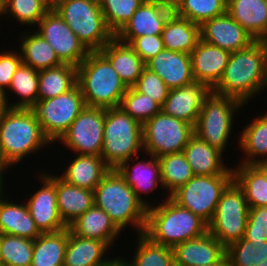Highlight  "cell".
I'll use <instances>...</instances> for the list:
<instances>
[{
	"mask_svg": "<svg viewBox=\"0 0 267 266\" xmlns=\"http://www.w3.org/2000/svg\"><path fill=\"white\" fill-rule=\"evenodd\" d=\"M145 66L156 73L169 89L180 88L194 81L191 57L188 53L164 49Z\"/></svg>",
	"mask_w": 267,
	"mask_h": 266,
	"instance_id": "7402d4cb",
	"label": "cell"
},
{
	"mask_svg": "<svg viewBox=\"0 0 267 266\" xmlns=\"http://www.w3.org/2000/svg\"><path fill=\"white\" fill-rule=\"evenodd\" d=\"M194 175H233V167L224 163V155L195 134L182 151ZM224 161V162H223Z\"/></svg>",
	"mask_w": 267,
	"mask_h": 266,
	"instance_id": "603a6c76",
	"label": "cell"
},
{
	"mask_svg": "<svg viewBox=\"0 0 267 266\" xmlns=\"http://www.w3.org/2000/svg\"><path fill=\"white\" fill-rule=\"evenodd\" d=\"M255 166L264 174L267 180V160L259 162Z\"/></svg>",
	"mask_w": 267,
	"mask_h": 266,
	"instance_id": "11a10c76",
	"label": "cell"
},
{
	"mask_svg": "<svg viewBox=\"0 0 267 266\" xmlns=\"http://www.w3.org/2000/svg\"><path fill=\"white\" fill-rule=\"evenodd\" d=\"M212 92L206 83L194 80L183 87L170 89L161 111L195 126L201 107Z\"/></svg>",
	"mask_w": 267,
	"mask_h": 266,
	"instance_id": "ac0fdd59",
	"label": "cell"
},
{
	"mask_svg": "<svg viewBox=\"0 0 267 266\" xmlns=\"http://www.w3.org/2000/svg\"><path fill=\"white\" fill-rule=\"evenodd\" d=\"M35 27V31L52 46L63 64L77 67L87 57L89 51L53 8Z\"/></svg>",
	"mask_w": 267,
	"mask_h": 266,
	"instance_id": "5bb4252c",
	"label": "cell"
},
{
	"mask_svg": "<svg viewBox=\"0 0 267 266\" xmlns=\"http://www.w3.org/2000/svg\"><path fill=\"white\" fill-rule=\"evenodd\" d=\"M118 73L127 88L134 87L146 67L141 57L115 37L99 51Z\"/></svg>",
	"mask_w": 267,
	"mask_h": 266,
	"instance_id": "4316f807",
	"label": "cell"
},
{
	"mask_svg": "<svg viewBox=\"0 0 267 266\" xmlns=\"http://www.w3.org/2000/svg\"><path fill=\"white\" fill-rule=\"evenodd\" d=\"M18 37L20 38L17 39L19 40L17 49L21 54L23 64L38 71L63 64L52 46L34 29L30 31L26 29Z\"/></svg>",
	"mask_w": 267,
	"mask_h": 266,
	"instance_id": "4dcf8cb0",
	"label": "cell"
},
{
	"mask_svg": "<svg viewBox=\"0 0 267 266\" xmlns=\"http://www.w3.org/2000/svg\"><path fill=\"white\" fill-rule=\"evenodd\" d=\"M206 266H230V263H229L227 256L225 255L219 262L215 264L206 265Z\"/></svg>",
	"mask_w": 267,
	"mask_h": 266,
	"instance_id": "9f6ffc18",
	"label": "cell"
},
{
	"mask_svg": "<svg viewBox=\"0 0 267 266\" xmlns=\"http://www.w3.org/2000/svg\"><path fill=\"white\" fill-rule=\"evenodd\" d=\"M233 181V175H194L170 198L209 224L222 192Z\"/></svg>",
	"mask_w": 267,
	"mask_h": 266,
	"instance_id": "8fae6325",
	"label": "cell"
},
{
	"mask_svg": "<svg viewBox=\"0 0 267 266\" xmlns=\"http://www.w3.org/2000/svg\"><path fill=\"white\" fill-rule=\"evenodd\" d=\"M227 0H181L173 12L201 25L226 12Z\"/></svg>",
	"mask_w": 267,
	"mask_h": 266,
	"instance_id": "b9f144b4",
	"label": "cell"
},
{
	"mask_svg": "<svg viewBox=\"0 0 267 266\" xmlns=\"http://www.w3.org/2000/svg\"><path fill=\"white\" fill-rule=\"evenodd\" d=\"M104 122L105 108L86 106L58 141L73 154L100 156Z\"/></svg>",
	"mask_w": 267,
	"mask_h": 266,
	"instance_id": "4fadbf2b",
	"label": "cell"
},
{
	"mask_svg": "<svg viewBox=\"0 0 267 266\" xmlns=\"http://www.w3.org/2000/svg\"><path fill=\"white\" fill-rule=\"evenodd\" d=\"M249 205L243 190L233 180L222 192L208 231L225 247L244 237Z\"/></svg>",
	"mask_w": 267,
	"mask_h": 266,
	"instance_id": "9c48e42d",
	"label": "cell"
},
{
	"mask_svg": "<svg viewBox=\"0 0 267 266\" xmlns=\"http://www.w3.org/2000/svg\"><path fill=\"white\" fill-rule=\"evenodd\" d=\"M8 108V104L5 97V91L0 87V112Z\"/></svg>",
	"mask_w": 267,
	"mask_h": 266,
	"instance_id": "db71d44e",
	"label": "cell"
},
{
	"mask_svg": "<svg viewBox=\"0 0 267 266\" xmlns=\"http://www.w3.org/2000/svg\"><path fill=\"white\" fill-rule=\"evenodd\" d=\"M161 36L166 50L190 54L200 40V25L173 12Z\"/></svg>",
	"mask_w": 267,
	"mask_h": 266,
	"instance_id": "d6a6232c",
	"label": "cell"
},
{
	"mask_svg": "<svg viewBox=\"0 0 267 266\" xmlns=\"http://www.w3.org/2000/svg\"><path fill=\"white\" fill-rule=\"evenodd\" d=\"M128 45L141 57L145 64L165 49L161 35L136 37Z\"/></svg>",
	"mask_w": 267,
	"mask_h": 266,
	"instance_id": "681fc988",
	"label": "cell"
},
{
	"mask_svg": "<svg viewBox=\"0 0 267 266\" xmlns=\"http://www.w3.org/2000/svg\"><path fill=\"white\" fill-rule=\"evenodd\" d=\"M173 9L145 0L115 34L119 41L129 44L134 38L144 35H161Z\"/></svg>",
	"mask_w": 267,
	"mask_h": 266,
	"instance_id": "d6986e66",
	"label": "cell"
},
{
	"mask_svg": "<svg viewBox=\"0 0 267 266\" xmlns=\"http://www.w3.org/2000/svg\"><path fill=\"white\" fill-rule=\"evenodd\" d=\"M85 107L83 95L76 84L64 94L38 100L31 109L37 117L44 136L54 147V142H58Z\"/></svg>",
	"mask_w": 267,
	"mask_h": 266,
	"instance_id": "30bf717a",
	"label": "cell"
},
{
	"mask_svg": "<svg viewBox=\"0 0 267 266\" xmlns=\"http://www.w3.org/2000/svg\"><path fill=\"white\" fill-rule=\"evenodd\" d=\"M38 82L39 71L22 63L13 75L10 86L5 91L8 107L32 108L38 101ZM9 92L12 94L11 97H9ZM13 95H17L18 99L11 102L9 99L13 98Z\"/></svg>",
	"mask_w": 267,
	"mask_h": 266,
	"instance_id": "836d02e7",
	"label": "cell"
},
{
	"mask_svg": "<svg viewBox=\"0 0 267 266\" xmlns=\"http://www.w3.org/2000/svg\"><path fill=\"white\" fill-rule=\"evenodd\" d=\"M5 191L0 192V233L36 239L42 233L36 227L26 203L8 199Z\"/></svg>",
	"mask_w": 267,
	"mask_h": 266,
	"instance_id": "d4e9b609",
	"label": "cell"
},
{
	"mask_svg": "<svg viewBox=\"0 0 267 266\" xmlns=\"http://www.w3.org/2000/svg\"><path fill=\"white\" fill-rule=\"evenodd\" d=\"M214 93L234 98L244 107L267 91V41L256 40L250 46L230 54L228 64Z\"/></svg>",
	"mask_w": 267,
	"mask_h": 266,
	"instance_id": "6da1fadb",
	"label": "cell"
},
{
	"mask_svg": "<svg viewBox=\"0 0 267 266\" xmlns=\"http://www.w3.org/2000/svg\"><path fill=\"white\" fill-rule=\"evenodd\" d=\"M111 248L106 242L75 235L68 228V242L63 266H101L111 257Z\"/></svg>",
	"mask_w": 267,
	"mask_h": 266,
	"instance_id": "83f0119b",
	"label": "cell"
},
{
	"mask_svg": "<svg viewBox=\"0 0 267 266\" xmlns=\"http://www.w3.org/2000/svg\"><path fill=\"white\" fill-rule=\"evenodd\" d=\"M244 105L238 100L212 92L201 107L194 134L223 154L232 136L236 114Z\"/></svg>",
	"mask_w": 267,
	"mask_h": 266,
	"instance_id": "ba28073f",
	"label": "cell"
},
{
	"mask_svg": "<svg viewBox=\"0 0 267 266\" xmlns=\"http://www.w3.org/2000/svg\"><path fill=\"white\" fill-rule=\"evenodd\" d=\"M68 228L77 236L106 242L111 248L122 232L110 216L95 205L74 220Z\"/></svg>",
	"mask_w": 267,
	"mask_h": 266,
	"instance_id": "484cf974",
	"label": "cell"
},
{
	"mask_svg": "<svg viewBox=\"0 0 267 266\" xmlns=\"http://www.w3.org/2000/svg\"><path fill=\"white\" fill-rule=\"evenodd\" d=\"M144 154L149 158L145 157V155L142 158L139 155L134 156L123 162L117 170L125 178L126 183L134 191L137 198L149 208L154 204L153 202L151 203L150 199L143 198V195L147 198L148 194L156 191V189L161 188L159 190L161 191L163 185L158 158L149 153Z\"/></svg>",
	"mask_w": 267,
	"mask_h": 266,
	"instance_id": "2e32d148",
	"label": "cell"
},
{
	"mask_svg": "<svg viewBox=\"0 0 267 266\" xmlns=\"http://www.w3.org/2000/svg\"><path fill=\"white\" fill-rule=\"evenodd\" d=\"M56 196L59 214L69 226L94 205V192L68 184L56 172Z\"/></svg>",
	"mask_w": 267,
	"mask_h": 266,
	"instance_id": "1f68e13d",
	"label": "cell"
},
{
	"mask_svg": "<svg viewBox=\"0 0 267 266\" xmlns=\"http://www.w3.org/2000/svg\"><path fill=\"white\" fill-rule=\"evenodd\" d=\"M93 192L94 205L105 211L122 232L127 226L136 228V234L144 232L147 207L117 169H110Z\"/></svg>",
	"mask_w": 267,
	"mask_h": 266,
	"instance_id": "277c9868",
	"label": "cell"
},
{
	"mask_svg": "<svg viewBox=\"0 0 267 266\" xmlns=\"http://www.w3.org/2000/svg\"><path fill=\"white\" fill-rule=\"evenodd\" d=\"M68 242V228L55 233H42L33 240L31 266H63Z\"/></svg>",
	"mask_w": 267,
	"mask_h": 266,
	"instance_id": "e575fe53",
	"label": "cell"
},
{
	"mask_svg": "<svg viewBox=\"0 0 267 266\" xmlns=\"http://www.w3.org/2000/svg\"><path fill=\"white\" fill-rule=\"evenodd\" d=\"M226 12L255 40L267 41L265 0H227Z\"/></svg>",
	"mask_w": 267,
	"mask_h": 266,
	"instance_id": "f1b7e54d",
	"label": "cell"
},
{
	"mask_svg": "<svg viewBox=\"0 0 267 266\" xmlns=\"http://www.w3.org/2000/svg\"><path fill=\"white\" fill-rule=\"evenodd\" d=\"M158 160L163 190L167 192L163 195L170 197L194 176L183 152L165 154L158 157Z\"/></svg>",
	"mask_w": 267,
	"mask_h": 266,
	"instance_id": "74e56055",
	"label": "cell"
},
{
	"mask_svg": "<svg viewBox=\"0 0 267 266\" xmlns=\"http://www.w3.org/2000/svg\"><path fill=\"white\" fill-rule=\"evenodd\" d=\"M142 134L144 153L158 158L182 152L194 135V126L160 111L142 125Z\"/></svg>",
	"mask_w": 267,
	"mask_h": 266,
	"instance_id": "7c38bea8",
	"label": "cell"
},
{
	"mask_svg": "<svg viewBox=\"0 0 267 266\" xmlns=\"http://www.w3.org/2000/svg\"><path fill=\"white\" fill-rule=\"evenodd\" d=\"M244 238L252 244L267 241V206L249 208Z\"/></svg>",
	"mask_w": 267,
	"mask_h": 266,
	"instance_id": "7dc6e473",
	"label": "cell"
},
{
	"mask_svg": "<svg viewBox=\"0 0 267 266\" xmlns=\"http://www.w3.org/2000/svg\"><path fill=\"white\" fill-rule=\"evenodd\" d=\"M33 240L1 234L0 266H31Z\"/></svg>",
	"mask_w": 267,
	"mask_h": 266,
	"instance_id": "60d3db41",
	"label": "cell"
},
{
	"mask_svg": "<svg viewBox=\"0 0 267 266\" xmlns=\"http://www.w3.org/2000/svg\"><path fill=\"white\" fill-rule=\"evenodd\" d=\"M77 83V67L62 64L39 70L38 100H46L68 92Z\"/></svg>",
	"mask_w": 267,
	"mask_h": 266,
	"instance_id": "8d00e7d4",
	"label": "cell"
},
{
	"mask_svg": "<svg viewBox=\"0 0 267 266\" xmlns=\"http://www.w3.org/2000/svg\"><path fill=\"white\" fill-rule=\"evenodd\" d=\"M51 8L49 0H4V17L11 18L9 21L13 20L20 26L30 25L29 29H35V25Z\"/></svg>",
	"mask_w": 267,
	"mask_h": 266,
	"instance_id": "ab89813d",
	"label": "cell"
},
{
	"mask_svg": "<svg viewBox=\"0 0 267 266\" xmlns=\"http://www.w3.org/2000/svg\"><path fill=\"white\" fill-rule=\"evenodd\" d=\"M119 107L141 125L161 111V106L153 98L135 87L127 88Z\"/></svg>",
	"mask_w": 267,
	"mask_h": 266,
	"instance_id": "7bdbcfd3",
	"label": "cell"
},
{
	"mask_svg": "<svg viewBox=\"0 0 267 266\" xmlns=\"http://www.w3.org/2000/svg\"><path fill=\"white\" fill-rule=\"evenodd\" d=\"M49 145L53 146L31 108L8 107L0 112V150L11 169L29 155L50 149Z\"/></svg>",
	"mask_w": 267,
	"mask_h": 266,
	"instance_id": "7a4b0ae2",
	"label": "cell"
},
{
	"mask_svg": "<svg viewBox=\"0 0 267 266\" xmlns=\"http://www.w3.org/2000/svg\"><path fill=\"white\" fill-rule=\"evenodd\" d=\"M72 156L68 160L69 164L66 163L67 166L63 164V172H58V176L68 184L94 191L110 168L101 156Z\"/></svg>",
	"mask_w": 267,
	"mask_h": 266,
	"instance_id": "cb8c5ba5",
	"label": "cell"
},
{
	"mask_svg": "<svg viewBox=\"0 0 267 266\" xmlns=\"http://www.w3.org/2000/svg\"><path fill=\"white\" fill-rule=\"evenodd\" d=\"M3 189H6V188L3 187V186L0 184V192H1Z\"/></svg>",
	"mask_w": 267,
	"mask_h": 266,
	"instance_id": "91938a15",
	"label": "cell"
},
{
	"mask_svg": "<svg viewBox=\"0 0 267 266\" xmlns=\"http://www.w3.org/2000/svg\"><path fill=\"white\" fill-rule=\"evenodd\" d=\"M126 259V260H125ZM101 266H130L128 258H122L121 256H115L114 258H110L107 262L102 264Z\"/></svg>",
	"mask_w": 267,
	"mask_h": 266,
	"instance_id": "816d5d0a",
	"label": "cell"
},
{
	"mask_svg": "<svg viewBox=\"0 0 267 266\" xmlns=\"http://www.w3.org/2000/svg\"><path fill=\"white\" fill-rule=\"evenodd\" d=\"M52 8L89 52L100 51L114 37L99 0H53Z\"/></svg>",
	"mask_w": 267,
	"mask_h": 266,
	"instance_id": "8992f818",
	"label": "cell"
},
{
	"mask_svg": "<svg viewBox=\"0 0 267 266\" xmlns=\"http://www.w3.org/2000/svg\"><path fill=\"white\" fill-rule=\"evenodd\" d=\"M200 39L230 53L244 49L256 41L227 12L202 23Z\"/></svg>",
	"mask_w": 267,
	"mask_h": 266,
	"instance_id": "e0dca14e",
	"label": "cell"
},
{
	"mask_svg": "<svg viewBox=\"0 0 267 266\" xmlns=\"http://www.w3.org/2000/svg\"><path fill=\"white\" fill-rule=\"evenodd\" d=\"M86 106L119 107L127 87L110 62L99 52H89L77 66V83Z\"/></svg>",
	"mask_w": 267,
	"mask_h": 266,
	"instance_id": "5b68a950",
	"label": "cell"
},
{
	"mask_svg": "<svg viewBox=\"0 0 267 266\" xmlns=\"http://www.w3.org/2000/svg\"><path fill=\"white\" fill-rule=\"evenodd\" d=\"M230 266H258L267 259V241L252 244L244 237L226 248Z\"/></svg>",
	"mask_w": 267,
	"mask_h": 266,
	"instance_id": "ee69618b",
	"label": "cell"
},
{
	"mask_svg": "<svg viewBox=\"0 0 267 266\" xmlns=\"http://www.w3.org/2000/svg\"><path fill=\"white\" fill-rule=\"evenodd\" d=\"M232 167L233 180L243 190L249 208L267 206V180L264 174L255 165L238 163Z\"/></svg>",
	"mask_w": 267,
	"mask_h": 266,
	"instance_id": "d590c367",
	"label": "cell"
},
{
	"mask_svg": "<svg viewBox=\"0 0 267 266\" xmlns=\"http://www.w3.org/2000/svg\"><path fill=\"white\" fill-rule=\"evenodd\" d=\"M208 224L188 209L165 197L147 208L143 234L151 241L173 248L186 240L204 235Z\"/></svg>",
	"mask_w": 267,
	"mask_h": 266,
	"instance_id": "3957f363",
	"label": "cell"
},
{
	"mask_svg": "<svg viewBox=\"0 0 267 266\" xmlns=\"http://www.w3.org/2000/svg\"><path fill=\"white\" fill-rule=\"evenodd\" d=\"M37 175L41 181L40 188H36L25 201L36 227L41 233L65 230L68 226L63 222L57 206L56 173H47L41 168Z\"/></svg>",
	"mask_w": 267,
	"mask_h": 266,
	"instance_id": "9a60e30c",
	"label": "cell"
},
{
	"mask_svg": "<svg viewBox=\"0 0 267 266\" xmlns=\"http://www.w3.org/2000/svg\"><path fill=\"white\" fill-rule=\"evenodd\" d=\"M239 132V136L236 137L239 147L235 149H241L243 156L245 155L240 163L255 165L267 160V112L265 114L263 112L261 115L257 114Z\"/></svg>",
	"mask_w": 267,
	"mask_h": 266,
	"instance_id": "f546056e",
	"label": "cell"
},
{
	"mask_svg": "<svg viewBox=\"0 0 267 266\" xmlns=\"http://www.w3.org/2000/svg\"><path fill=\"white\" fill-rule=\"evenodd\" d=\"M150 1L156 2L158 4H161L163 6H166L174 10L181 0H150Z\"/></svg>",
	"mask_w": 267,
	"mask_h": 266,
	"instance_id": "f5cc1de1",
	"label": "cell"
},
{
	"mask_svg": "<svg viewBox=\"0 0 267 266\" xmlns=\"http://www.w3.org/2000/svg\"><path fill=\"white\" fill-rule=\"evenodd\" d=\"M137 246L128 259L130 266H175L171 247L151 241L143 233L137 234Z\"/></svg>",
	"mask_w": 267,
	"mask_h": 266,
	"instance_id": "f35d334b",
	"label": "cell"
},
{
	"mask_svg": "<svg viewBox=\"0 0 267 266\" xmlns=\"http://www.w3.org/2000/svg\"><path fill=\"white\" fill-rule=\"evenodd\" d=\"M142 125L121 107L105 109L101 157L110 169L143 152Z\"/></svg>",
	"mask_w": 267,
	"mask_h": 266,
	"instance_id": "52a82bcc",
	"label": "cell"
},
{
	"mask_svg": "<svg viewBox=\"0 0 267 266\" xmlns=\"http://www.w3.org/2000/svg\"><path fill=\"white\" fill-rule=\"evenodd\" d=\"M139 92L153 98L160 106L163 105L168 97L169 88L164 81L148 68H144L134 86Z\"/></svg>",
	"mask_w": 267,
	"mask_h": 266,
	"instance_id": "bcb514c9",
	"label": "cell"
},
{
	"mask_svg": "<svg viewBox=\"0 0 267 266\" xmlns=\"http://www.w3.org/2000/svg\"><path fill=\"white\" fill-rule=\"evenodd\" d=\"M145 0H99L108 28L114 35L126 24Z\"/></svg>",
	"mask_w": 267,
	"mask_h": 266,
	"instance_id": "f6af8a7d",
	"label": "cell"
},
{
	"mask_svg": "<svg viewBox=\"0 0 267 266\" xmlns=\"http://www.w3.org/2000/svg\"><path fill=\"white\" fill-rule=\"evenodd\" d=\"M4 16V0H0V19ZM3 20H0V22Z\"/></svg>",
	"mask_w": 267,
	"mask_h": 266,
	"instance_id": "6f0895ef",
	"label": "cell"
},
{
	"mask_svg": "<svg viewBox=\"0 0 267 266\" xmlns=\"http://www.w3.org/2000/svg\"><path fill=\"white\" fill-rule=\"evenodd\" d=\"M258 266H267V259L265 261H261Z\"/></svg>",
	"mask_w": 267,
	"mask_h": 266,
	"instance_id": "680465c9",
	"label": "cell"
},
{
	"mask_svg": "<svg viewBox=\"0 0 267 266\" xmlns=\"http://www.w3.org/2000/svg\"><path fill=\"white\" fill-rule=\"evenodd\" d=\"M11 167L7 164V162L5 161L1 150H0V184L4 187L6 186L4 182L5 178L4 175H6L7 171H13L12 169H10Z\"/></svg>",
	"mask_w": 267,
	"mask_h": 266,
	"instance_id": "f907efd6",
	"label": "cell"
},
{
	"mask_svg": "<svg viewBox=\"0 0 267 266\" xmlns=\"http://www.w3.org/2000/svg\"><path fill=\"white\" fill-rule=\"evenodd\" d=\"M175 266H206L219 262L226 248L209 232L173 248Z\"/></svg>",
	"mask_w": 267,
	"mask_h": 266,
	"instance_id": "ffe728a7",
	"label": "cell"
},
{
	"mask_svg": "<svg viewBox=\"0 0 267 266\" xmlns=\"http://www.w3.org/2000/svg\"><path fill=\"white\" fill-rule=\"evenodd\" d=\"M230 54V52L200 39L190 53L194 80L202 81L213 89L223 75Z\"/></svg>",
	"mask_w": 267,
	"mask_h": 266,
	"instance_id": "44dd1931",
	"label": "cell"
},
{
	"mask_svg": "<svg viewBox=\"0 0 267 266\" xmlns=\"http://www.w3.org/2000/svg\"><path fill=\"white\" fill-rule=\"evenodd\" d=\"M3 49L0 52V87L6 91L11 84L13 75L23 61L18 50L14 48L6 50L5 47Z\"/></svg>",
	"mask_w": 267,
	"mask_h": 266,
	"instance_id": "c3c4849f",
	"label": "cell"
}]
</instances>
